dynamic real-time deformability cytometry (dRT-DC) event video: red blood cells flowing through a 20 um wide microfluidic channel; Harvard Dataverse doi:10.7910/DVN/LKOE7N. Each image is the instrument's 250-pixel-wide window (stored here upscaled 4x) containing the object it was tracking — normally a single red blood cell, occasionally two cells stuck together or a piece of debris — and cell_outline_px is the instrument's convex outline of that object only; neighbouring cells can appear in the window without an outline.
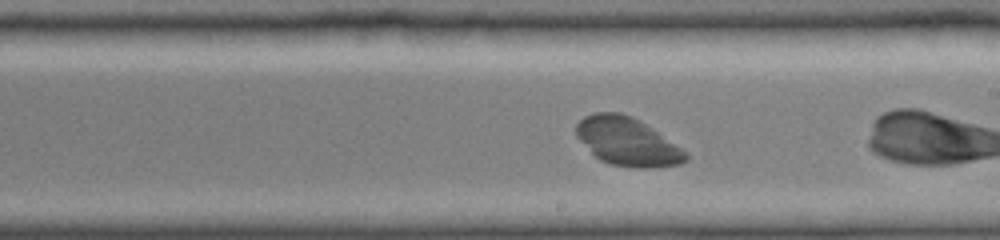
{"species": "common noctule bat (a hibernating species)", "species_latin": "Nyctalus noctula", "temperature_condition": "cold", "stored_images_in_passage": 24, "camera_frame_rate_fps": 3000, "um_per_image_px": 0.085, "animal": {"sex": "female", "body_mass_g": 19.0, "forearm_length_mm": 51.5}, "frame": {"image": 1, "passage_image": 15, "time_ms": 4.333, "image_size_px": [1000, 240], "cell_outline_px": [[688, 160], [680, 164], [652, 168], [632, 168], [608, 164], [600, 160], [576, 136], [576, 124], [584, 116], [596, 112], [620, 112], [632, 116], [680, 148], [688, 156]], "centroid_in_image_um": [53.28, 12.05], "position_along_channel_um": 235.7, "area_um2": 30.35}}